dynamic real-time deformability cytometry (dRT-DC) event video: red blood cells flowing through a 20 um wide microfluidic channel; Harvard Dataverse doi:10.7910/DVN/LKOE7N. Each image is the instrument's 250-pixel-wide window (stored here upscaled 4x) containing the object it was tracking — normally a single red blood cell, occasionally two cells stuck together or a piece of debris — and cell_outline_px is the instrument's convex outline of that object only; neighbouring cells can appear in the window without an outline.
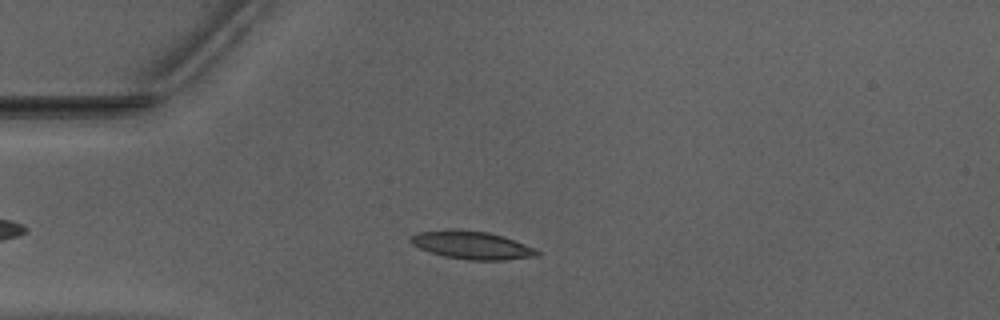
{"species": "Egyptian fruit bat (a non-hibernating species)", "species_latin": "Rousettus aegyptiacus", "temperature_condition": "warm", "stored_images_in_passage": 49, "camera_frame_rate_fps": 3000, "um_per_image_px": 0.085, "animal": {"sex": "male"}, "frame": {"image": 1, "passage_image": 11, "time_ms": 3.333, "image_size_px": [1000, 320], "cell_outline_px": [[540, 256], [504, 260], [468, 260], [444, 256], [420, 248], [412, 244], [408, 240], [412, 236], [420, 232], [488, 232], [504, 236], [524, 244], [540, 252]], "centroid_in_image_um": [40.19, 20.89], "position_along_channel_um": 44.8, "area_um2": 19.59}}
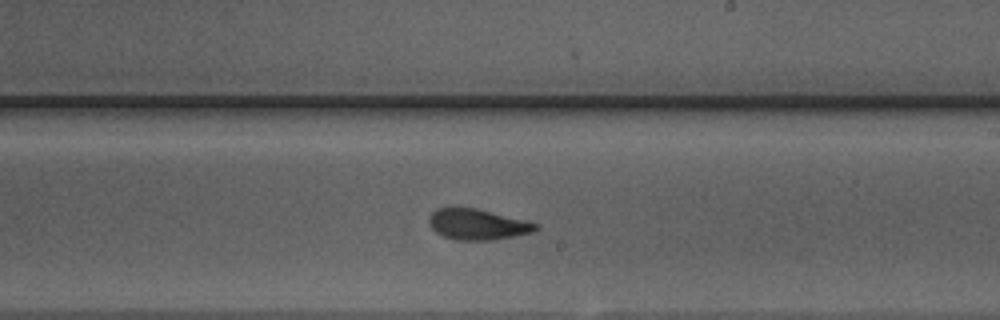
{"frame": {"image": 2, "passage_image": 28, "time_ms": 9.0, "image_size_px": [1000, 320], "cell_outline_px": [[536, 228], [532, 232], [516, 236], [492, 240], [456, 240], [444, 236], [436, 232], [432, 228], [428, 220], [428, 216], [436, 208], [476, 208], [528, 220], [536, 224]], "centroid_in_image_um": [40.58, 19.07], "position_along_channel_um": 248.4, "area_um2": 19.07}}
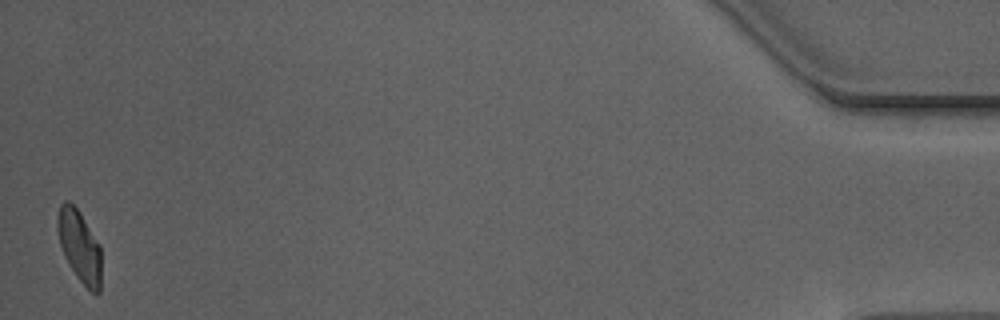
{"frame": {"image": 3, "passage_image": 49, "time_ms": 16.0, "image_size_px": [1000, 320], "cell_outline_px": [[100, 292], [96, 296], [76, 276], [68, 264], [64, 256], [60, 244], [56, 228], [56, 216], [60, 204], [64, 200], [68, 200], [80, 212], [100, 244]], "centroid_in_image_um": [6.73, 20.89], "position_along_channel_um": 428.5, "area_um2": 18.5}, "authors_computed_cell_mechanics": {"area_um2": 19.3052, "velocity_mm_per_s": 3.9534, "shape_relaxation_time_tau1_ms": 3.4179, "shape_relaxation_time_tau2_ms": 1.5266, "deformation_change_tau1": 0.1665, "deformation_change_tau2": 0.0817}}